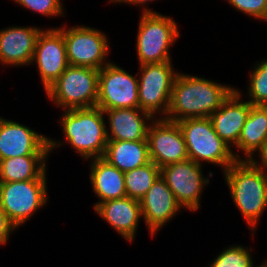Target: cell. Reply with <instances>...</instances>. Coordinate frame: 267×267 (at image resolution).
I'll return each instance as SVG.
<instances>
[{"mask_svg": "<svg viewBox=\"0 0 267 267\" xmlns=\"http://www.w3.org/2000/svg\"><path fill=\"white\" fill-rule=\"evenodd\" d=\"M235 89L230 84L179 72L174 80L165 119L179 122L190 118L210 117Z\"/></svg>", "mask_w": 267, "mask_h": 267, "instance_id": "1", "label": "cell"}, {"mask_svg": "<svg viewBox=\"0 0 267 267\" xmlns=\"http://www.w3.org/2000/svg\"><path fill=\"white\" fill-rule=\"evenodd\" d=\"M223 175L232 201L253 236L267 209V174L253 160H236Z\"/></svg>", "mask_w": 267, "mask_h": 267, "instance_id": "2", "label": "cell"}, {"mask_svg": "<svg viewBox=\"0 0 267 267\" xmlns=\"http://www.w3.org/2000/svg\"><path fill=\"white\" fill-rule=\"evenodd\" d=\"M65 144L89 161L103 157L107 146L106 120L99 107L63 110L58 120Z\"/></svg>", "mask_w": 267, "mask_h": 267, "instance_id": "3", "label": "cell"}, {"mask_svg": "<svg viewBox=\"0 0 267 267\" xmlns=\"http://www.w3.org/2000/svg\"><path fill=\"white\" fill-rule=\"evenodd\" d=\"M186 143L188 158L197 164L220 166L224 172L236 160H242L241 153L233 151L215 132L210 117L190 118L177 122Z\"/></svg>", "mask_w": 267, "mask_h": 267, "instance_id": "4", "label": "cell"}, {"mask_svg": "<svg viewBox=\"0 0 267 267\" xmlns=\"http://www.w3.org/2000/svg\"><path fill=\"white\" fill-rule=\"evenodd\" d=\"M136 35L139 65L173 61L171 48L180 37L177 22L159 12H142Z\"/></svg>", "mask_w": 267, "mask_h": 267, "instance_id": "5", "label": "cell"}, {"mask_svg": "<svg viewBox=\"0 0 267 267\" xmlns=\"http://www.w3.org/2000/svg\"><path fill=\"white\" fill-rule=\"evenodd\" d=\"M99 71L69 65L45 91V95L63 110L96 107Z\"/></svg>", "mask_w": 267, "mask_h": 267, "instance_id": "6", "label": "cell"}, {"mask_svg": "<svg viewBox=\"0 0 267 267\" xmlns=\"http://www.w3.org/2000/svg\"><path fill=\"white\" fill-rule=\"evenodd\" d=\"M172 61L138 65L139 108L154 118H165L178 70ZM158 115V116H157Z\"/></svg>", "mask_w": 267, "mask_h": 267, "instance_id": "7", "label": "cell"}, {"mask_svg": "<svg viewBox=\"0 0 267 267\" xmlns=\"http://www.w3.org/2000/svg\"><path fill=\"white\" fill-rule=\"evenodd\" d=\"M57 27L62 33L66 44L69 65L89 67L100 70L111 61L109 37L102 30L85 25Z\"/></svg>", "mask_w": 267, "mask_h": 267, "instance_id": "8", "label": "cell"}, {"mask_svg": "<svg viewBox=\"0 0 267 267\" xmlns=\"http://www.w3.org/2000/svg\"><path fill=\"white\" fill-rule=\"evenodd\" d=\"M48 180L0 182V208L17 229L48 204ZM35 213V214H34Z\"/></svg>", "mask_w": 267, "mask_h": 267, "instance_id": "9", "label": "cell"}, {"mask_svg": "<svg viewBox=\"0 0 267 267\" xmlns=\"http://www.w3.org/2000/svg\"><path fill=\"white\" fill-rule=\"evenodd\" d=\"M203 165L187 159L160 168V176L172 190L182 208L196 212L201 207V196L209 185V176L204 177Z\"/></svg>", "mask_w": 267, "mask_h": 267, "instance_id": "10", "label": "cell"}, {"mask_svg": "<svg viewBox=\"0 0 267 267\" xmlns=\"http://www.w3.org/2000/svg\"><path fill=\"white\" fill-rule=\"evenodd\" d=\"M122 68L112 61L99 71L96 106L103 111L139 108L138 74L133 76Z\"/></svg>", "mask_w": 267, "mask_h": 267, "instance_id": "11", "label": "cell"}, {"mask_svg": "<svg viewBox=\"0 0 267 267\" xmlns=\"http://www.w3.org/2000/svg\"><path fill=\"white\" fill-rule=\"evenodd\" d=\"M64 142L39 134L26 125L0 116V160L26 155H50Z\"/></svg>", "mask_w": 267, "mask_h": 267, "instance_id": "12", "label": "cell"}, {"mask_svg": "<svg viewBox=\"0 0 267 267\" xmlns=\"http://www.w3.org/2000/svg\"><path fill=\"white\" fill-rule=\"evenodd\" d=\"M149 157L159 168L188 158L185 138L177 122L155 118L147 135Z\"/></svg>", "mask_w": 267, "mask_h": 267, "instance_id": "13", "label": "cell"}, {"mask_svg": "<svg viewBox=\"0 0 267 267\" xmlns=\"http://www.w3.org/2000/svg\"><path fill=\"white\" fill-rule=\"evenodd\" d=\"M37 66L46 91L69 66L63 33L57 27L43 29L38 36L31 64Z\"/></svg>", "mask_w": 267, "mask_h": 267, "instance_id": "14", "label": "cell"}, {"mask_svg": "<svg viewBox=\"0 0 267 267\" xmlns=\"http://www.w3.org/2000/svg\"><path fill=\"white\" fill-rule=\"evenodd\" d=\"M144 223L153 238L161 228L180 213L182 206L178 203L165 180L159 176L145 196L140 200Z\"/></svg>", "mask_w": 267, "mask_h": 267, "instance_id": "15", "label": "cell"}, {"mask_svg": "<svg viewBox=\"0 0 267 267\" xmlns=\"http://www.w3.org/2000/svg\"><path fill=\"white\" fill-rule=\"evenodd\" d=\"M43 28L12 26L0 29L1 66H30L36 42Z\"/></svg>", "mask_w": 267, "mask_h": 267, "instance_id": "16", "label": "cell"}, {"mask_svg": "<svg viewBox=\"0 0 267 267\" xmlns=\"http://www.w3.org/2000/svg\"><path fill=\"white\" fill-rule=\"evenodd\" d=\"M240 90L237 87L210 116L215 132L230 147L237 145L251 108V103L243 100Z\"/></svg>", "mask_w": 267, "mask_h": 267, "instance_id": "17", "label": "cell"}, {"mask_svg": "<svg viewBox=\"0 0 267 267\" xmlns=\"http://www.w3.org/2000/svg\"><path fill=\"white\" fill-rule=\"evenodd\" d=\"M94 211L125 241H134L140 220L143 219L140 201L126 196L99 203Z\"/></svg>", "mask_w": 267, "mask_h": 267, "instance_id": "18", "label": "cell"}, {"mask_svg": "<svg viewBox=\"0 0 267 267\" xmlns=\"http://www.w3.org/2000/svg\"><path fill=\"white\" fill-rule=\"evenodd\" d=\"M108 140L138 141L147 139L148 128L155 119L140 108L104 110ZM108 124V126H107Z\"/></svg>", "mask_w": 267, "mask_h": 267, "instance_id": "19", "label": "cell"}, {"mask_svg": "<svg viewBox=\"0 0 267 267\" xmlns=\"http://www.w3.org/2000/svg\"><path fill=\"white\" fill-rule=\"evenodd\" d=\"M90 183L95 196L99 199L93 204L123 198L127 196L124 184V173L111 165L103 157L90 160Z\"/></svg>", "mask_w": 267, "mask_h": 267, "instance_id": "20", "label": "cell"}, {"mask_svg": "<svg viewBox=\"0 0 267 267\" xmlns=\"http://www.w3.org/2000/svg\"><path fill=\"white\" fill-rule=\"evenodd\" d=\"M267 140V105H253L242 128L237 145L242 160H253L259 153Z\"/></svg>", "mask_w": 267, "mask_h": 267, "instance_id": "21", "label": "cell"}, {"mask_svg": "<svg viewBox=\"0 0 267 267\" xmlns=\"http://www.w3.org/2000/svg\"><path fill=\"white\" fill-rule=\"evenodd\" d=\"M103 158L123 173L151 161L147 139L138 141L108 140Z\"/></svg>", "mask_w": 267, "mask_h": 267, "instance_id": "22", "label": "cell"}, {"mask_svg": "<svg viewBox=\"0 0 267 267\" xmlns=\"http://www.w3.org/2000/svg\"><path fill=\"white\" fill-rule=\"evenodd\" d=\"M49 155H26L0 160V182L47 180Z\"/></svg>", "mask_w": 267, "mask_h": 267, "instance_id": "23", "label": "cell"}, {"mask_svg": "<svg viewBox=\"0 0 267 267\" xmlns=\"http://www.w3.org/2000/svg\"><path fill=\"white\" fill-rule=\"evenodd\" d=\"M160 176V168L152 161L124 173L127 196L140 201Z\"/></svg>", "mask_w": 267, "mask_h": 267, "instance_id": "24", "label": "cell"}, {"mask_svg": "<svg viewBox=\"0 0 267 267\" xmlns=\"http://www.w3.org/2000/svg\"><path fill=\"white\" fill-rule=\"evenodd\" d=\"M251 249L241 244L225 247L208 267H260L255 265Z\"/></svg>", "mask_w": 267, "mask_h": 267, "instance_id": "25", "label": "cell"}, {"mask_svg": "<svg viewBox=\"0 0 267 267\" xmlns=\"http://www.w3.org/2000/svg\"><path fill=\"white\" fill-rule=\"evenodd\" d=\"M253 67L248 78L247 101L253 105H267V58Z\"/></svg>", "mask_w": 267, "mask_h": 267, "instance_id": "26", "label": "cell"}, {"mask_svg": "<svg viewBox=\"0 0 267 267\" xmlns=\"http://www.w3.org/2000/svg\"><path fill=\"white\" fill-rule=\"evenodd\" d=\"M12 1V0H11ZM22 8L38 13L44 17H65L63 0H13Z\"/></svg>", "mask_w": 267, "mask_h": 267, "instance_id": "27", "label": "cell"}, {"mask_svg": "<svg viewBox=\"0 0 267 267\" xmlns=\"http://www.w3.org/2000/svg\"><path fill=\"white\" fill-rule=\"evenodd\" d=\"M236 11L267 22V0H225Z\"/></svg>", "mask_w": 267, "mask_h": 267, "instance_id": "28", "label": "cell"}, {"mask_svg": "<svg viewBox=\"0 0 267 267\" xmlns=\"http://www.w3.org/2000/svg\"><path fill=\"white\" fill-rule=\"evenodd\" d=\"M16 231V226L9 220L7 214L0 208V246L7 245L9 237Z\"/></svg>", "mask_w": 267, "mask_h": 267, "instance_id": "29", "label": "cell"}, {"mask_svg": "<svg viewBox=\"0 0 267 267\" xmlns=\"http://www.w3.org/2000/svg\"><path fill=\"white\" fill-rule=\"evenodd\" d=\"M151 1H155V0H108L107 2H109L110 4L111 3H119V4H129V5H135V7L136 6H139V8L141 7V8H143L142 9V11L141 12H144V13H146V12H156L155 10H153L152 8L150 9L149 7H148V5H149V2L150 3H152ZM157 1V0H156ZM148 4V5H147ZM146 5H147V7H146Z\"/></svg>", "mask_w": 267, "mask_h": 267, "instance_id": "30", "label": "cell"}, {"mask_svg": "<svg viewBox=\"0 0 267 267\" xmlns=\"http://www.w3.org/2000/svg\"><path fill=\"white\" fill-rule=\"evenodd\" d=\"M260 160L253 159V161L259 165L267 174V140L265 141L263 149L257 154Z\"/></svg>", "mask_w": 267, "mask_h": 267, "instance_id": "31", "label": "cell"}, {"mask_svg": "<svg viewBox=\"0 0 267 267\" xmlns=\"http://www.w3.org/2000/svg\"><path fill=\"white\" fill-rule=\"evenodd\" d=\"M260 267H267V259L262 261V264H260Z\"/></svg>", "mask_w": 267, "mask_h": 267, "instance_id": "32", "label": "cell"}]
</instances>
